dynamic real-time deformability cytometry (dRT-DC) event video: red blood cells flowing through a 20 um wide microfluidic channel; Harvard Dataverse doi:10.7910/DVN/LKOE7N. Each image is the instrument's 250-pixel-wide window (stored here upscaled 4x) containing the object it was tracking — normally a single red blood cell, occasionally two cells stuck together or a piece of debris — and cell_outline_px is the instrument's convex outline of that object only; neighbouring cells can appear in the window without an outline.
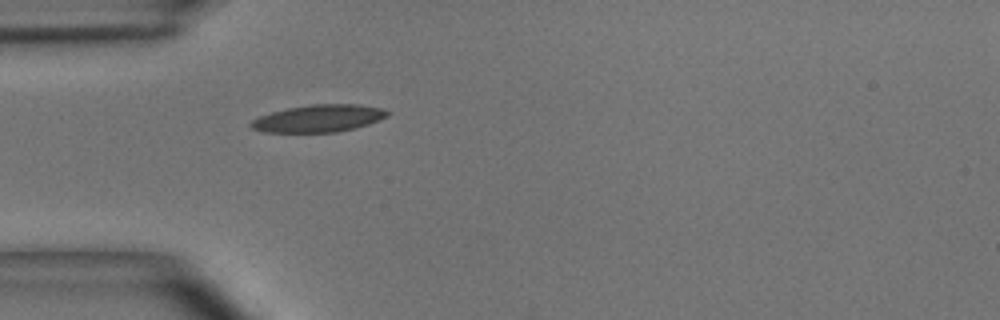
{"species": "common noctule bat (a hibernating species)", "species_latin": "Nyctalus noctula", "temperature_condition": "room temperature", "stored_images_in_passage": 1, "camera_frame_rate_fps": 3000, "um_per_image_px": 0.085, "animal": {"sex": "male", "body_mass_g": 15.6}, "frame": {"image": 1, "passage_image": 1, "time_ms": 0.0, "image_size_px": [1000, 320], "cell_outline_px": [[392, 112], [388, 116], [368, 124], [356, 128], [336, 132], [264, 132], [252, 128], [248, 124], [252, 120], [260, 116], [272, 112], [288, 108], [312, 104], [360, 104], [384, 108]], "centroid_in_image_um": [27.13, 10.06], "position_along_channel_um": 57.9, "area_um2": 21.79}}